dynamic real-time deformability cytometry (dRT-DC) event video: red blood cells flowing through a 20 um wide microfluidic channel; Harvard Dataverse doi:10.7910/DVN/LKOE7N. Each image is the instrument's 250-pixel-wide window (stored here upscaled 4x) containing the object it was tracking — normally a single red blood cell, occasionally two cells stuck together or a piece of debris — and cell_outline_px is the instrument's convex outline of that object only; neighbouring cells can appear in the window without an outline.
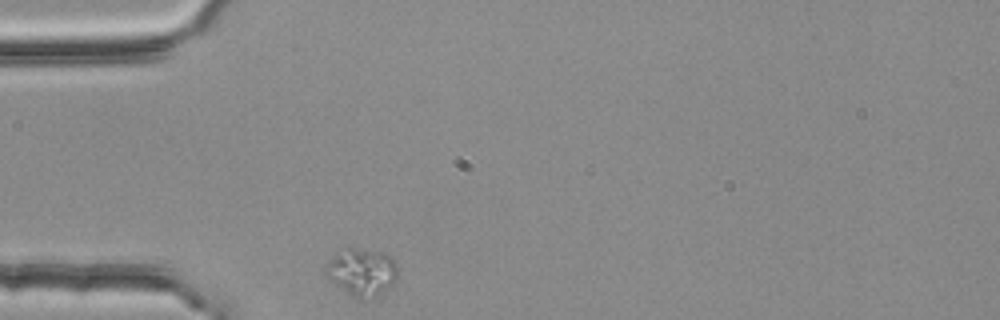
{"species": "common noctule bat (a hibernating species)", "species_latin": "Nyctalus noctula", "temperature_condition": "room temperature", "stored_images_in_passage": 1, "camera_frame_rate_fps": 3000, "um_per_image_px": 0.085, "animal": {"sex": "female", "body_mass_g": 25.1}, "frame": {"image": 1, "passage_image": 1, "time_ms": 0.0, "image_size_px": [1000, 320], "cell_outline_px": [[396, 280], [388, 288], [376, 296], [360, 300], [352, 296], [328, 280], [324, 276], [324, 272], [328, 264], [336, 252], [348, 248], [356, 248], [384, 252], [396, 260]], "centroid_in_image_um": [30.74, 23.12], "position_along_channel_um": 54.3, "area_um2": 19.94}}